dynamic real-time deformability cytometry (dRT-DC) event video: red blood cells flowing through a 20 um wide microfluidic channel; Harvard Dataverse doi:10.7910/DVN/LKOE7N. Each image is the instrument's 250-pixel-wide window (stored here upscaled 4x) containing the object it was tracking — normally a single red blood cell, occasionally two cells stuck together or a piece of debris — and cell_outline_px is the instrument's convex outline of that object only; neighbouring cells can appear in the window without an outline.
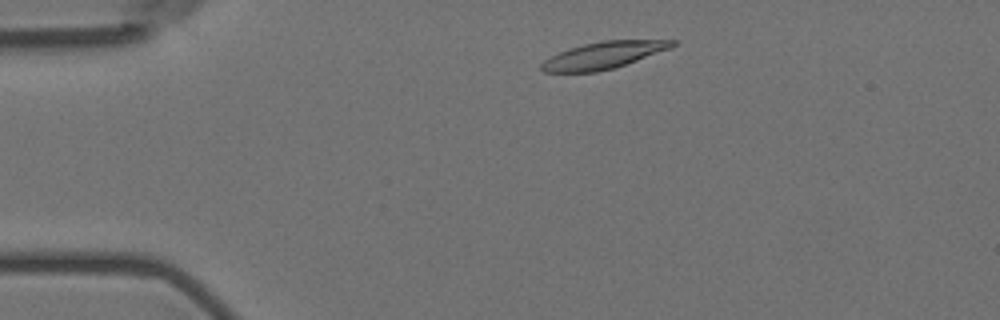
{"species": "Egyptian fruit bat (a non-hibernating species)", "species_latin": "Rousettus aegyptiacus", "temperature_condition": "room temperature", "stored_images_in_passage": 50, "camera_frame_rate_fps": 3000, "um_per_image_px": 0.085, "animal": {"sex": "female"}, "frame": {"image": 1, "passage_image": 4, "time_ms": 1.0, "image_size_px": [1000, 320], "cell_outline_px": [[680, 40], [672, 48], [612, 68], [596, 72], [544, 72], [540, 68], [540, 64], [544, 60], [560, 52], [584, 44], [604, 40]], "centroid_in_image_um": [51.32, 4.69], "position_along_channel_um": 33.7, "area_um2": 20.23}}
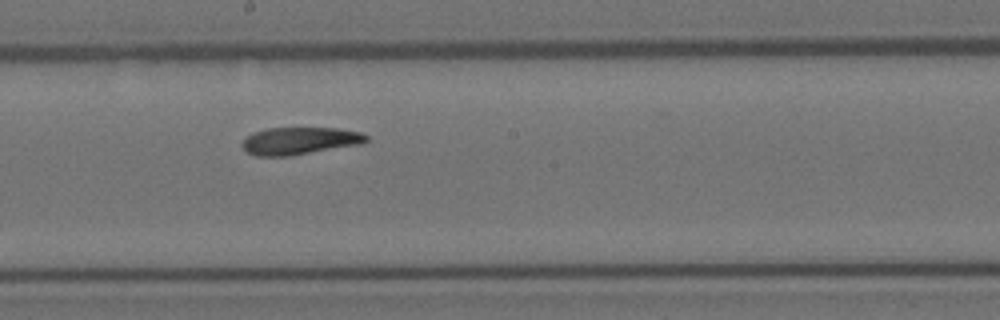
{"frame": {"image": 2, "passage_image": 24, "time_ms": 7.667, "image_size_px": [1000, 320], "cell_outline_px": [[368, 140], [364, 144], [288, 156], [256, 156], [248, 152], [240, 144], [252, 132], [268, 128], [336, 128], [360, 132], [368, 136]], "centroid_in_image_um": [25.49, 11.97], "position_along_channel_um": 222.7, "area_um2": 19.83}}
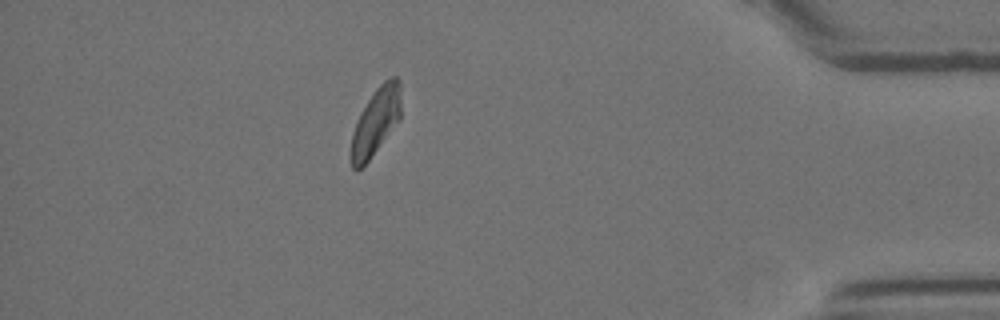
{"frame": {"image": 3, "passage_image": 43, "time_ms": 14.0, "image_size_px": [1000, 320], "cell_outline_px": [[400, 120], [368, 160], [356, 172], [352, 168], [348, 152], [352, 132], [360, 112], [376, 88], [384, 80], [392, 76], [396, 76], [400, 80]], "centroid_in_image_um": [31.9, 10.36], "position_along_channel_um": 403.3, "area_um2": 19.77}, "authors_computed_cell_mechanics": {"area_um2": 20.4612, "velocity_mm_per_s": 3.5334, "shape_relaxation_time_tau1_ms": 7.1774, "shape_relaxation_time_tau2_ms": 5.1081, "deformation_change_tau1": 0.189, "deformation_change_tau2": 0.1341}}